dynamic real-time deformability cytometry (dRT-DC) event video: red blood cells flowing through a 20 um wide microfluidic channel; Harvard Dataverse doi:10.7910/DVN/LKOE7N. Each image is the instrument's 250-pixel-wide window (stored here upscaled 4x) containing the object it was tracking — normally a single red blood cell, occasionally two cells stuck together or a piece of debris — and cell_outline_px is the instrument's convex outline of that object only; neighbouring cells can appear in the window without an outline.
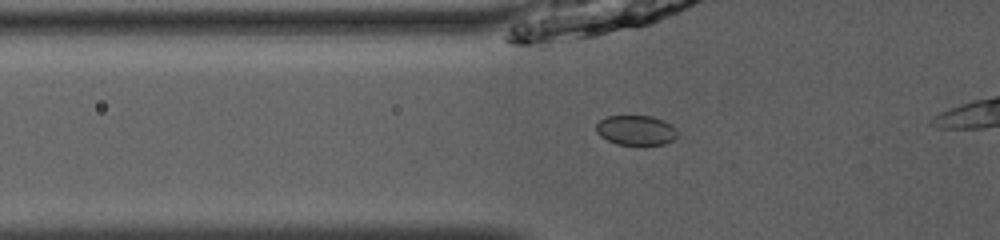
{"species": "common noctule bat (a hibernating species)", "species_latin": "Nyctalus noctula", "temperature_condition": "room temperature", "stored_images_in_passage": 39, "camera_frame_rate_fps": 3000, "um_per_image_px": 0.085, "animal": {"sex": "male", "body_mass_g": 13.0, "forearm_length_mm": 53.1}, "frame": {"image": 1, "passage_image": 11, "time_ms": 3.333, "image_size_px": [1000, 240], "cell_outline_px": [[676, 136], [672, 140], [664, 144], [616, 144], [600, 136], [596, 132], [596, 124], [600, 120], [608, 116], [652, 116], [668, 124], [676, 132]], "centroid_in_image_um": [53.98, 11.07], "position_along_channel_um": 71.8, "area_um2": 13.7}}
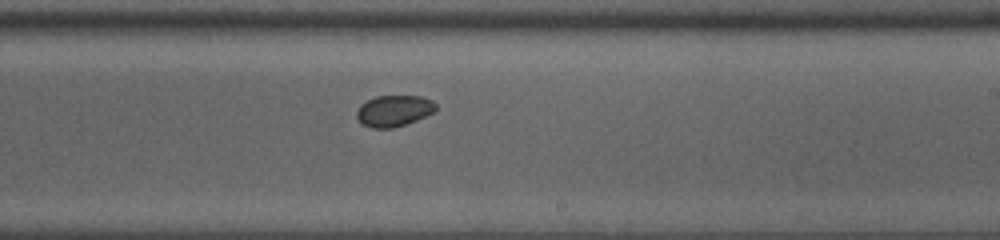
{"frame": {"image": 2, "passage_image": 25, "time_ms": 8.0, "image_size_px": [1000, 240], "cell_outline_px": [[436, 108], [432, 112], [416, 120], [392, 128], [372, 128], [360, 124], [356, 116], [356, 112], [360, 104], [376, 96], [420, 96], [432, 100], [436, 104]], "centroid_in_image_um": [33.43, 9.42], "position_along_channel_um": 255.6, "area_um2": 14.33}}
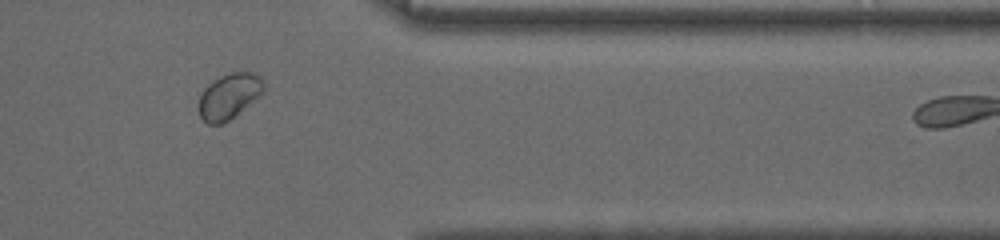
{"frame": {"image": 3, "passage_image": 36, "time_ms": 11.667, "image_size_px": [1000, 240], "cell_outline_px": [[264, 92], [260, 96], [228, 120], [220, 124], [208, 124], [200, 116], [196, 108], [200, 96], [204, 88], [208, 84], [220, 76], [228, 72], [252, 72], [260, 76], [264, 80]], "centroid_in_image_um": [19.46, 8.16], "position_along_channel_um": 391.9, "area_um2": 17.34}}